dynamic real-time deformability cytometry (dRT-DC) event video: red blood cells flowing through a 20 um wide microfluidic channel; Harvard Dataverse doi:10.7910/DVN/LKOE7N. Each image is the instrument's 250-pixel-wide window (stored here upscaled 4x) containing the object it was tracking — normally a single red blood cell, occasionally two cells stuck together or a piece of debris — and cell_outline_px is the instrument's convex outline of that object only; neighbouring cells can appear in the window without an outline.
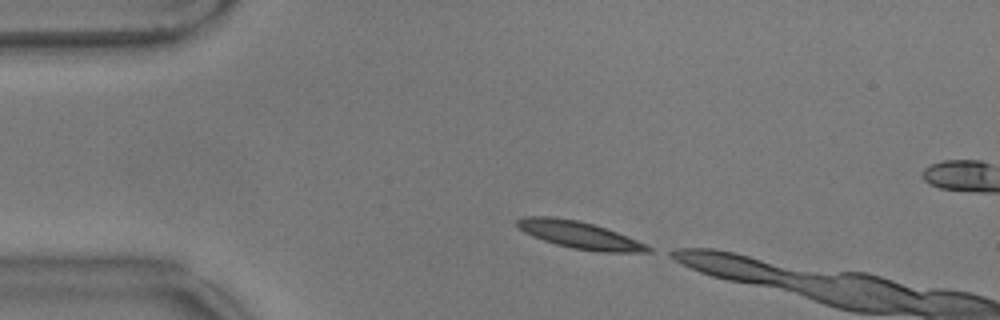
{"species": "common noctule bat (a hibernating species)", "species_latin": "Nyctalus noctula", "temperature_condition": "warm", "stored_images_in_passage": 10, "camera_frame_rate_fps": 3000, "um_per_image_px": 0.085, "animal": {"sex": "male", "body_mass_g": 17.9}, "frame": {"image": 1, "passage_image": 1, "time_ms": 0.0, "image_size_px": [1000, 320], "cell_outline_px": [[652, 252], [600, 252], [572, 248], [556, 244], [532, 236], [524, 232], [516, 224], [516, 220], [524, 216], [552, 216], [576, 220], [592, 224], [628, 236], [648, 244], [652, 248]], "centroid_in_image_um": [49.27, 19.97], "position_along_channel_um": 35.7, "area_um2": 20.63}}